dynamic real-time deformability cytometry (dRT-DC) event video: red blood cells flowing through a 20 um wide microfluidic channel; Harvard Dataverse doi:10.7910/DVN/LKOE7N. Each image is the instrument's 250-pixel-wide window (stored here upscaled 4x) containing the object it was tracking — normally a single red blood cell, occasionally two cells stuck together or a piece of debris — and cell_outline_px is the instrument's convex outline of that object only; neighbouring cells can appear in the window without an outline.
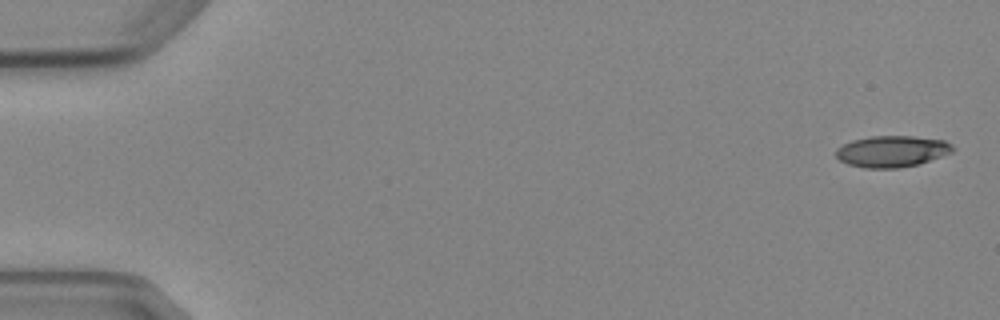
{"species": "Egyptian fruit bat (a non-hibernating species)", "species_latin": "Rousettus aegyptiacus", "temperature_condition": "cold", "stored_images_in_passage": 6, "camera_frame_rate_fps": 3000, "um_per_image_px": 0.085, "animal": {"sex": "female"}, "frame": {"image": 1, "passage_image": 1, "time_ms": 0.0, "image_size_px": [1000, 320], "cell_outline_px": [[956, 148], [952, 152], [916, 164], [900, 168], [864, 168], [848, 164], [840, 160], [836, 156], [836, 148], [852, 140], [872, 136], [912, 136], [944, 140], [952, 144]], "centroid_in_image_um": [75.8, 12.86], "position_along_channel_um": 9.2, "area_um2": 21.21}}
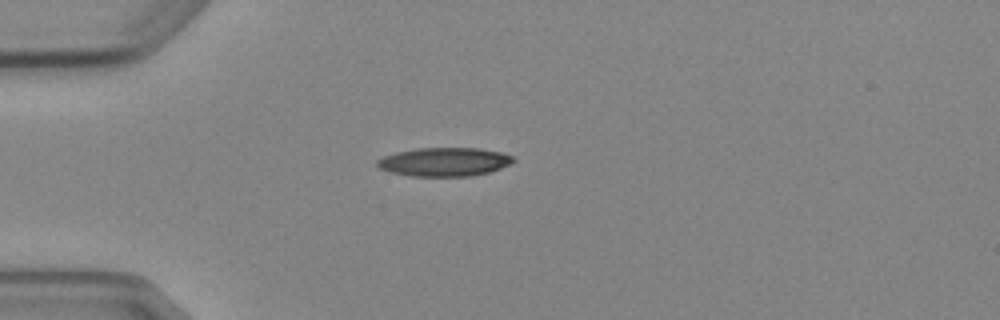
{"frame": {"image": 2, "passage_image": 4, "time_ms": 4.333, "image_size_px": [1000, 320], "cell_outline_px": [[516, 160], [500, 168], [488, 172], [472, 176], [412, 176], [392, 172], [380, 168], [376, 164], [376, 160], [384, 156], [396, 152], [416, 148], [476, 148], [500, 152], [512, 156]], "centroid_in_image_um": [37.75, 13.75], "position_along_channel_um": 47.3, "area_um2": 22.54}}
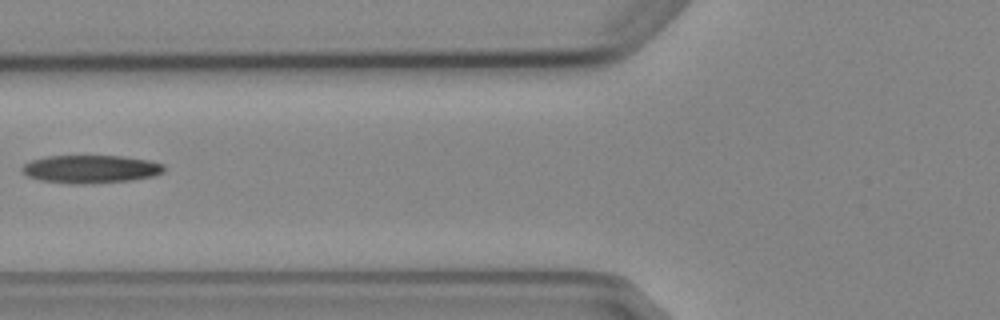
{"frame": {"image": 3, "passage_image": 6, "time_ms": 6.667, "image_size_px": [1000, 320], "cell_outline_px": [[164, 172], [152, 176], [132, 180], [84, 184], [72, 184], [40, 180], [28, 176], [20, 172], [20, 168], [24, 164], [32, 160], [48, 156], [124, 156], [152, 160], [164, 164]], "centroid_in_image_um": [7.71, 14.37], "position_along_channel_um": 118.1, "area_um2": 23.35}}